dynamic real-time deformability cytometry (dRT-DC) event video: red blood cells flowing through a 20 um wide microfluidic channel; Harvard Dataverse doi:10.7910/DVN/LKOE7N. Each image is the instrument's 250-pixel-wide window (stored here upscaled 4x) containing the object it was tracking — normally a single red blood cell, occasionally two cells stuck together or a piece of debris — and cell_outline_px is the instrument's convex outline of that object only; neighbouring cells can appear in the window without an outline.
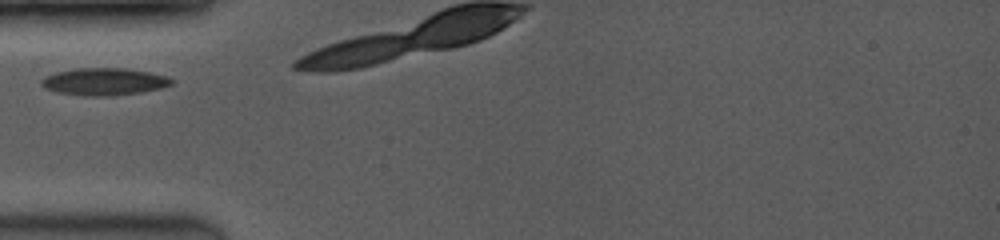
{"species": "common noctule bat (a hibernating species)", "species_latin": "Nyctalus noctula", "temperature_condition": "room temperature", "stored_images_in_passage": 3, "camera_frame_rate_fps": 3500, "um_per_image_px": 0.085, "animal": {"sex": "female", "body_mass_g": 19.0, "forearm_length_mm": 53.3}, "frame": {"image": 1, "passage_image": 1, "time_ms": 0.0, "image_size_px": [1000, 240], "cell_outline_px": [[172, 84], [160, 88], [140, 92], [112, 96], [84, 96], [56, 92], [44, 88], [40, 84], [40, 80], [44, 76], [56, 72], [76, 68], [124, 68], [148, 72], [168, 76], [172, 80]], "centroid_in_image_um": [8.79, 6.94], "position_along_channel_um": 76.2, "area_um2": 20.75}}